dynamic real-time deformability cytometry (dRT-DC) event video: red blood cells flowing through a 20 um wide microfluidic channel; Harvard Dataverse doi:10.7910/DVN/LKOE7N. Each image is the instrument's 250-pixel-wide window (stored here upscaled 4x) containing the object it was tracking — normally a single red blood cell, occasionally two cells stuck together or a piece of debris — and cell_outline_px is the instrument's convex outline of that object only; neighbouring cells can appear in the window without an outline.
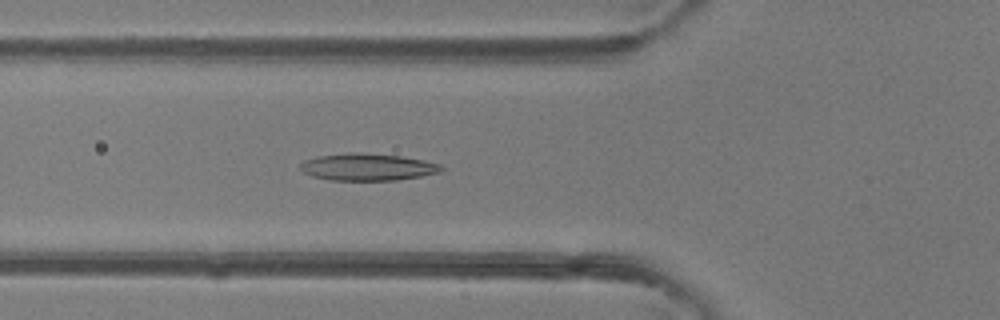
{"species": "common noctule bat (a hibernating species)", "species_latin": "Nyctalus noctula", "temperature_condition": "room temperature", "stored_images_in_passage": 34, "camera_frame_rate_fps": 3000, "um_per_image_px": 0.085, "animal": {"sex": "female"}, "frame": {"image": 1, "passage_image": 3, "time_ms": 0.667, "image_size_px": [1000, 320], "cell_outline_px": [[444, 168], [440, 172], [420, 176], [396, 180], [332, 180], [312, 176], [304, 172], [300, 168], [300, 164], [304, 160], [316, 156], [348, 152], [360, 152], [400, 156], [424, 160], [440, 164]], "centroid_in_image_um": [31.23, 14.18], "position_along_channel_um": 94.6, "area_um2": 22.25}}
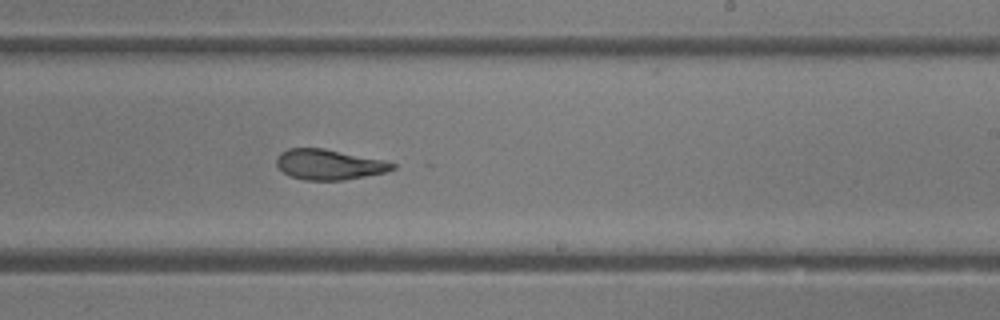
{"frame": {"image": 2, "passage_image": 15, "time_ms": 4.667, "image_size_px": [1000, 320], "cell_outline_px": [[396, 168], [384, 172], [344, 180], [304, 180], [288, 176], [276, 164], [276, 160], [280, 152], [288, 148], [324, 148], [384, 160], [396, 164]], "centroid_in_image_um": [27.94, 13.98], "position_along_channel_um": 261.1, "area_um2": 20.46}}
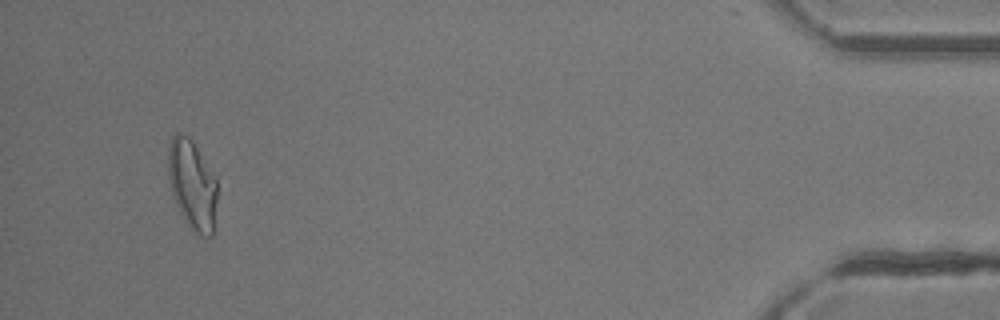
{"frame": {"image": 3, "passage_image": 32, "time_ms": 10.333, "image_size_px": [1000, 320], "cell_outline_px": [[216, 228], [212, 236], [200, 236], [192, 232], [180, 212], [176, 204], [172, 192], [168, 176], [168, 148], [172, 136], [176, 132], [188, 136], [192, 140], [216, 176]], "centroid_in_image_um": [16.36, 15.74], "position_along_channel_um": 418.8, "area_um2": 26.01}, "authors_computed_cell_mechanics": {"area_um2": 21.2415, "velocity_mm_per_s": 4.1531, "shape_relaxation_time_tau1_ms": 5.0668, "shape_relaxation_time_tau2_ms": 1.6974, "deformation_change_tau1": 0.1897, "deformation_change_tau2": 0.1019}}